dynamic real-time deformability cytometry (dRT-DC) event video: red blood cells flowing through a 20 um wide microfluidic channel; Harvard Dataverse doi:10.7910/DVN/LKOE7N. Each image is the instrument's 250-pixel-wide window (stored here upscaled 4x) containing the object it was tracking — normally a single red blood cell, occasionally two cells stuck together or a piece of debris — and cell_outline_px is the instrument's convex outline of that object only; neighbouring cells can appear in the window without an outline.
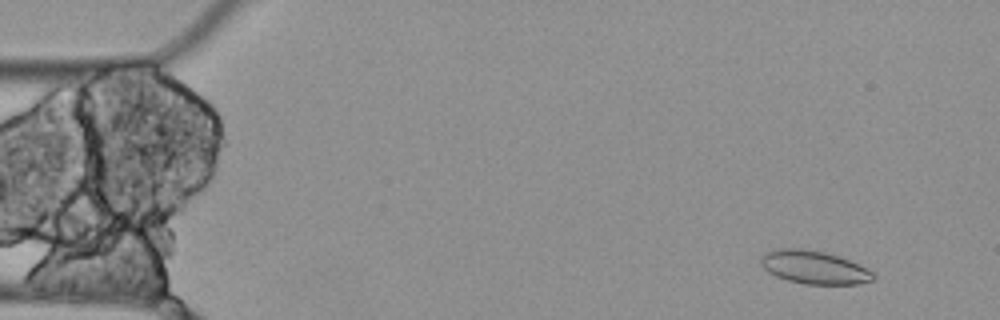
{"species": "Egyptian fruit bat (a non-hibernating species)", "species_latin": "Rousettus aegyptiacus", "temperature_condition": "cold", "stored_images_in_passage": 6, "camera_frame_rate_fps": 3000, "um_per_image_px": 0.085, "animal": {"sex": "female"}, "frame": {"image": 1, "passage_image": 2, "time_ms": 0.333, "image_size_px": [1000, 320], "cell_outline_px": [[876, 276], [872, 280], [860, 284], [804, 284], [788, 280], [776, 276], [768, 272], [760, 264], [760, 256], [764, 252], [772, 248], [804, 248], [824, 252], [848, 260], [868, 268]], "centroid_in_image_um": [69.15, 22.71], "position_along_channel_um": 15.9, "area_um2": 21.91}}